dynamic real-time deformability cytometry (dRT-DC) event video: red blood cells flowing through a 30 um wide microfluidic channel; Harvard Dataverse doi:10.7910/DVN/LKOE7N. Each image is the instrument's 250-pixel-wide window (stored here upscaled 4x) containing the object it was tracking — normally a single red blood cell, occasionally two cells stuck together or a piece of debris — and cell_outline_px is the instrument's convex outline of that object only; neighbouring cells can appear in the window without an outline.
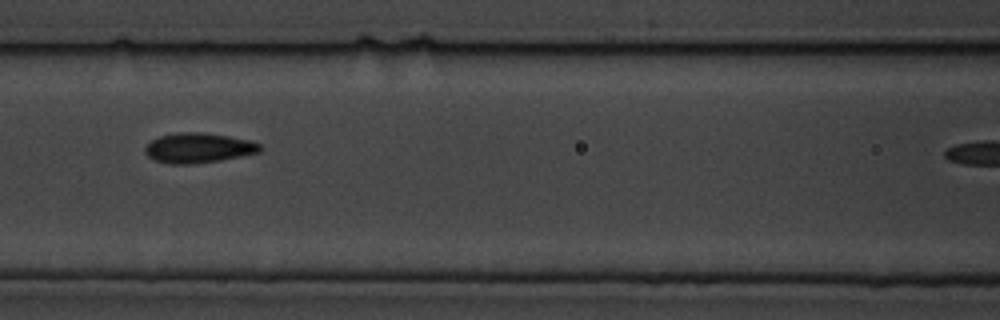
{"species": "common noctule bat (a hibernating species)", "species_latin": "Nyctalus noctula", "temperature_condition": "cold", "stored_images_in_passage": 10, "camera_frame_rate_fps": 3000, "um_per_image_px": 0.085, "animal": {"sex": "male", "body_mass_g": 19.5, "forearm_length_mm": 54.6}, "frame": {"image": 1, "passage_image": 5, "time_ms": 5.0, "image_size_px": [1000, 320], "cell_outline_px": [[260, 152], [220, 160], [192, 164], [172, 164], [156, 160], [148, 156], [144, 152], [144, 148], [152, 140], [160, 136], [176, 132], [204, 132], [228, 136], [248, 140], [260, 144]], "centroid_in_image_um": [16.84, 12.56], "position_along_channel_um": 149.8, "area_um2": 19.88}}
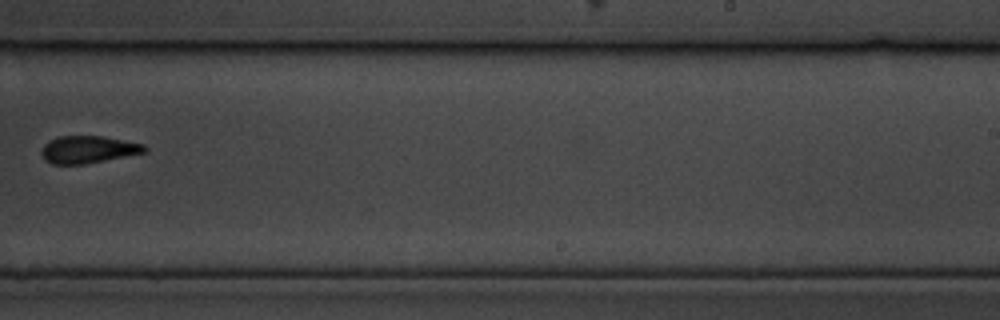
{"frame": {"image": 2, "passage_image": 9, "time_ms": 10.667, "image_size_px": [1000, 320], "cell_outline_px": [[148, 152], [84, 164], [52, 164], [44, 160], [40, 152], [44, 144], [48, 140], [56, 136], [104, 136], [144, 144], [148, 148]], "centroid_in_image_um": [7.48, 12.7], "position_along_channel_um": 281.5, "area_um2": 16.65}}
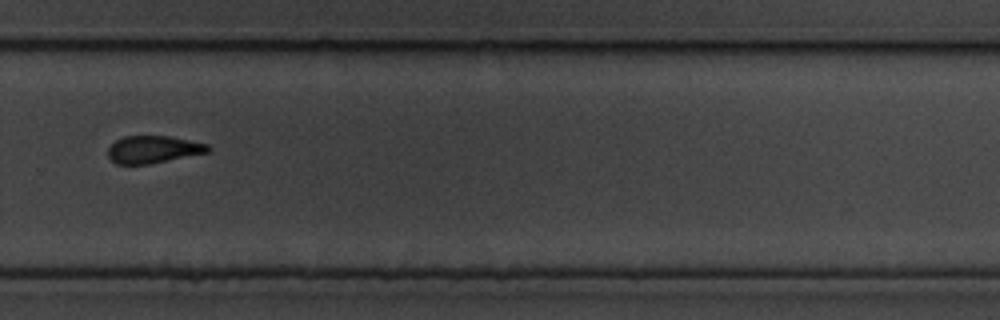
{"frame": {"image": 3, "passage_image": 10, "time_ms": 11.667, "image_size_px": [1000, 320], "cell_outline_px": [[212, 148], [208, 152], [152, 164], [116, 164], [108, 156], [108, 148], [116, 140], [124, 136], [168, 136], [208, 144]], "centroid_in_image_um": [13.03, 12.71], "position_along_channel_um": 316.8, "area_um2": 15.95}}